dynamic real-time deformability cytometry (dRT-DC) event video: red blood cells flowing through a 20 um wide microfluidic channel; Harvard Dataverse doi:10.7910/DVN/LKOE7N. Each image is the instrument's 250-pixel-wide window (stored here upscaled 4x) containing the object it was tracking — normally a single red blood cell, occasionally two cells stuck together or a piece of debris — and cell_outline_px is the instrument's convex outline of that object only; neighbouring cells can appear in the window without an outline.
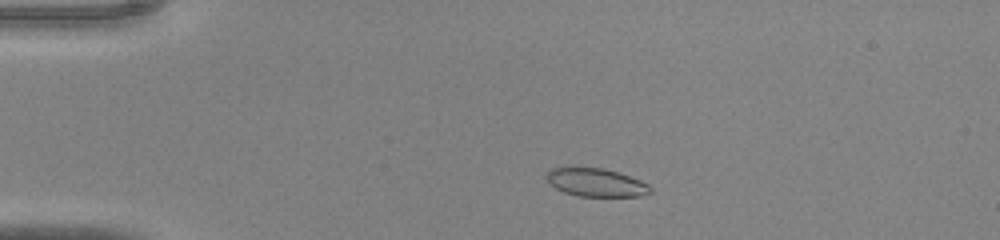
{"species": "common noctule bat (a hibernating species)", "species_latin": "Nyctalus noctula", "temperature_condition": "warm", "stored_images_in_passage": 41, "camera_frame_rate_fps": 3000, "um_per_image_px": 0.085, "animal": {"sex": "male", "body_mass_g": 20.0, "forearm_length_mm": 53.3}, "frame": {"image": 1, "passage_image": 6, "time_ms": 1.667, "image_size_px": [1000, 240], "cell_outline_px": [[652, 192], [640, 196], [580, 196], [564, 192], [556, 188], [544, 176], [552, 168], [572, 164], [604, 168], [640, 180], [648, 184], [652, 188]], "centroid_in_image_um": [50.61, 15.46], "position_along_channel_um": 34.4, "area_um2": 17.51}}
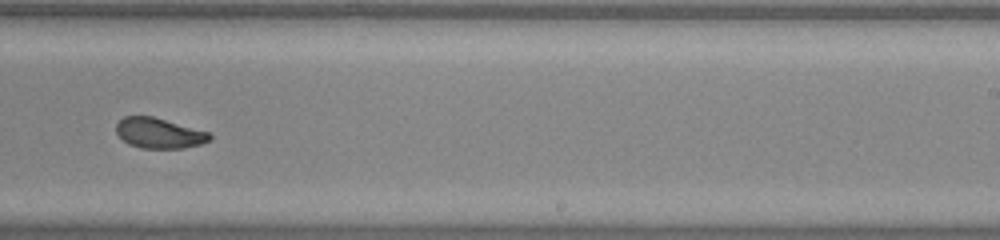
{"frame": {"image": 2, "passage_image": 25, "time_ms": 8.0, "image_size_px": [1000, 240], "cell_outline_px": [[212, 140], [200, 144], [184, 148], [140, 148], [128, 144], [116, 132], [116, 124], [124, 116], [152, 116], [208, 132], [212, 136]], "centroid_in_image_um": [13.52, 11.32], "position_along_channel_um": 275.5, "area_um2": 16.42}}
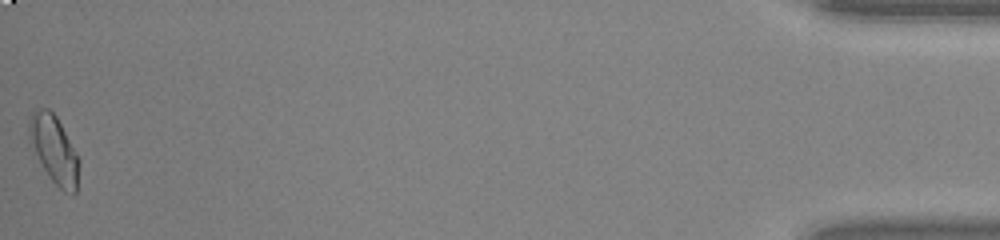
{"frame": {"image": 3, "passage_image": 41, "time_ms": 13.333, "image_size_px": [1000, 240], "cell_outline_px": [[80, 164], [76, 192], [72, 196], [64, 192], [52, 180], [28, 144], [28, 120], [32, 112], [36, 108], [48, 108], [56, 116], [76, 152], [80, 160]], "centroid_in_image_um": [4.58, 12.71], "position_along_channel_um": 430.6, "area_um2": 19.94}}